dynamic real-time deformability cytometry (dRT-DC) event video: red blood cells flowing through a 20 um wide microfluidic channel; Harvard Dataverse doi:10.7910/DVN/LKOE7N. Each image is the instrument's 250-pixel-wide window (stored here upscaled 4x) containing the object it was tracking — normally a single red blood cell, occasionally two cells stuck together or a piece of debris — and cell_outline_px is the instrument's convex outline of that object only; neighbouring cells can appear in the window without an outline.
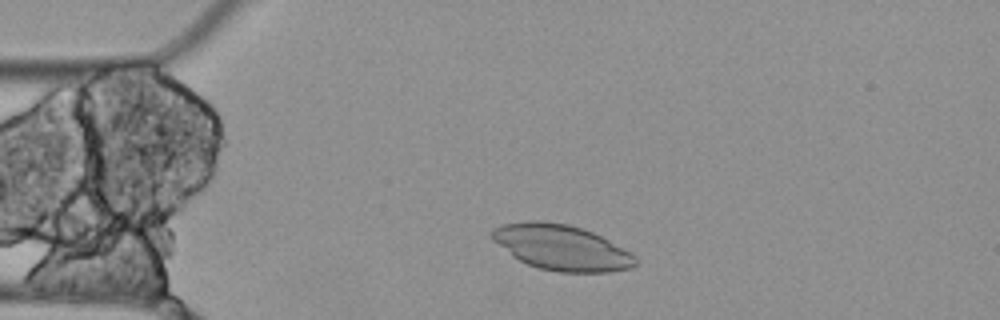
{"species": "Egyptian fruit bat (a non-hibernating species)", "species_latin": "Rousettus aegyptiacus", "temperature_condition": "cold", "stored_images_in_passage": 2, "camera_frame_rate_fps": 3000, "um_per_image_px": 0.085, "animal": {"sex": "female"}, "frame": {"image": 1, "passage_image": 1, "time_ms": 0.0, "image_size_px": [1000, 320], "cell_outline_px": [[636, 264], [628, 268], [608, 272], [560, 272], [540, 268], [528, 264], [512, 256], [492, 240], [492, 228], [504, 224], [528, 220], [540, 220], [568, 224], [592, 232], [632, 252], [636, 256]], "centroid_in_image_um": [47.71, 21.03], "position_along_channel_um": 37.3, "area_um2": 37.8}}